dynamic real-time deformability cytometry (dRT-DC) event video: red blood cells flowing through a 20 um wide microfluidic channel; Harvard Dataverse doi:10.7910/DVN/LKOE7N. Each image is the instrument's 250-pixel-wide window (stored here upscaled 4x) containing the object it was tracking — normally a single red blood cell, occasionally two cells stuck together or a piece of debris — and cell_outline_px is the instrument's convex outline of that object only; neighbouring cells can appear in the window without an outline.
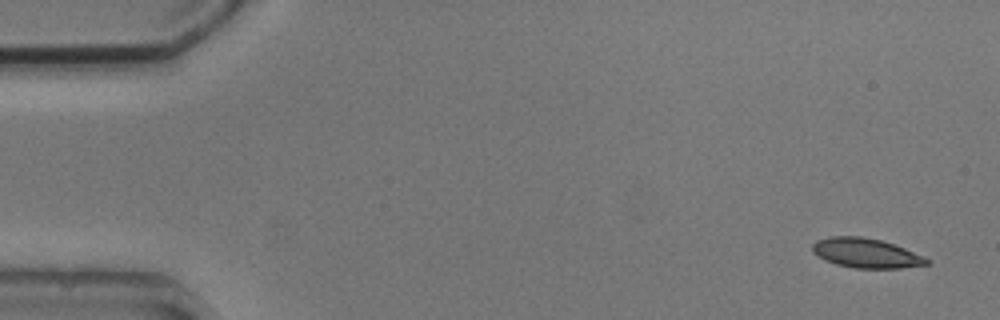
{"species": "common noctule bat (a hibernating species)", "species_latin": "Nyctalus noctula", "temperature_condition": "cold", "stored_images_in_passage": 9, "camera_frame_rate_fps": 3000, "um_per_image_px": 0.085, "animal": {"sex": "male", "body_mass_g": 20.5, "forearm_length_mm": 52.5}, "frame": {"image": 1, "passage_image": 1, "time_ms": 0.0, "image_size_px": [1000, 320], "cell_outline_px": [[932, 260], [928, 264], [900, 268], [856, 268], [836, 264], [812, 252], [812, 244], [816, 240], [828, 236], [860, 236], [880, 240], [904, 248], [924, 256]], "centroid_in_image_um": [73.62, 21.5], "position_along_channel_um": 11.4, "area_um2": 19.54}}